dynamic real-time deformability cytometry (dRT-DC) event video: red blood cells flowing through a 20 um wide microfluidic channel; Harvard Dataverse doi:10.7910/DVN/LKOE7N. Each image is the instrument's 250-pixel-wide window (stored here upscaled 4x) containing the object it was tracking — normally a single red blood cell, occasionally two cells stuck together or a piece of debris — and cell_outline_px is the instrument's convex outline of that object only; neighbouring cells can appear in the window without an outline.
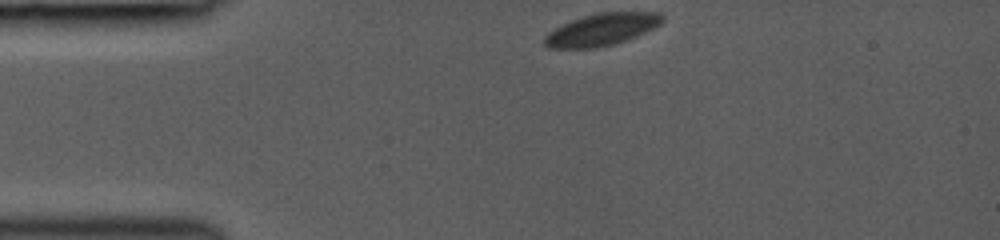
{"species": "common noctule bat (a hibernating species)", "species_latin": "Nyctalus noctula", "temperature_condition": "room temperature", "stored_images_in_passage": 29, "camera_frame_rate_fps": 3000, "um_per_image_px": 0.085, "animal": {"sex": "female", "body_mass_g": 19.0, "forearm_length_mm": 53.3}, "frame": {"image": 1, "passage_image": 1, "time_ms": 0.0, "image_size_px": [1000, 240], "cell_outline_px": [[664, 20], [660, 24], [636, 36], [612, 44], [596, 48], [548, 48], [544, 44], [544, 36], [548, 32], [572, 20], [596, 12], [660, 12], [664, 16]], "centroid_in_image_um": [51.14, 2.5], "position_along_channel_um": 33.9, "area_um2": 21.85}}
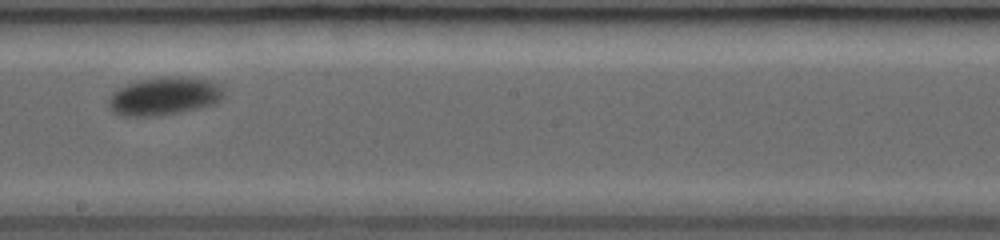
{"frame": {"image": 2, "passage_image": 17, "time_ms": 6.0, "image_size_px": [1000, 240], "cell_outline_px": [[224, 96], [220, 100], [212, 104], [180, 112], [156, 116], [124, 116], [112, 112], [108, 108], [108, 100], [112, 92], [128, 84], [140, 80], [160, 76], [184, 76], [208, 80], [220, 84], [224, 88]], "centroid_in_image_um": [13.95, 8.16], "position_along_channel_um": 234.2, "area_um2": 25.72}}
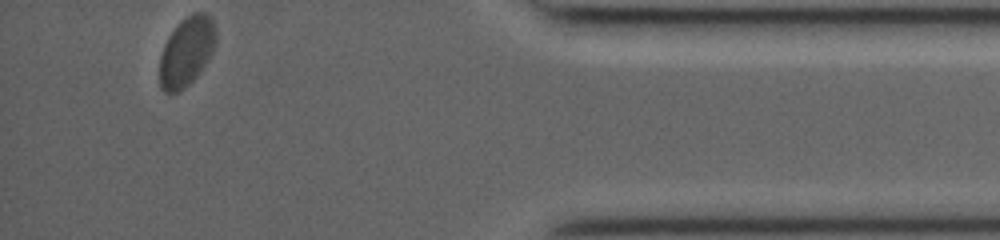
{"frame": {"image": 3, "passage_image": 29, "time_ms": 11.333, "image_size_px": [1000, 240], "cell_outline_px": [[216, 44], [208, 60], [196, 76], [184, 88], [176, 92], [164, 92], [160, 88], [160, 56], [164, 44], [168, 36], [176, 24], [184, 16], [192, 12], [208, 12], [212, 16], [216, 28]], "centroid_in_image_um": [15.88, 4.31], "position_along_channel_um": 419.3, "area_um2": 23.06}}